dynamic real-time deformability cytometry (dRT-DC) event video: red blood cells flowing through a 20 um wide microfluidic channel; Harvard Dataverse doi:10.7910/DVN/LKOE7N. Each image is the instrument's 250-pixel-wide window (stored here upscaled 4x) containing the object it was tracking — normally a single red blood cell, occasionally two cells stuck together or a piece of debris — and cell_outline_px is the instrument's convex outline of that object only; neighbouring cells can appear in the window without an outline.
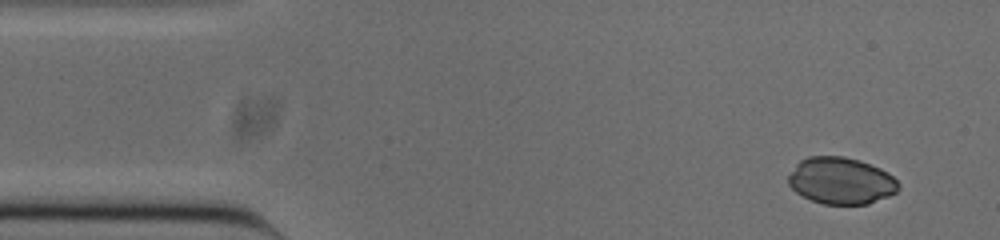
{"species": "common noctule bat (a hibernating species)", "species_latin": "Nyctalus noctula", "temperature_condition": "cold", "stored_images_in_passage": 49, "camera_frame_rate_fps": 3000, "um_per_image_px": 0.085, "animal": {"sex": "male", "body_mass_g": 20.0, "forearm_length_mm": 53.3}, "frame": {"image": 1, "passage_image": 1, "time_ms": 0.0, "image_size_px": [1000, 240], "cell_outline_px": [[900, 188], [896, 192], [888, 196], [868, 204], [824, 204], [812, 200], [796, 192], [788, 184], [788, 176], [796, 164], [800, 160], [808, 156], [844, 156], [860, 160], [880, 168], [888, 172], [900, 184]], "centroid_in_image_um": [71.49, 15.35], "position_along_channel_um": 13.5, "area_um2": 30.06}}